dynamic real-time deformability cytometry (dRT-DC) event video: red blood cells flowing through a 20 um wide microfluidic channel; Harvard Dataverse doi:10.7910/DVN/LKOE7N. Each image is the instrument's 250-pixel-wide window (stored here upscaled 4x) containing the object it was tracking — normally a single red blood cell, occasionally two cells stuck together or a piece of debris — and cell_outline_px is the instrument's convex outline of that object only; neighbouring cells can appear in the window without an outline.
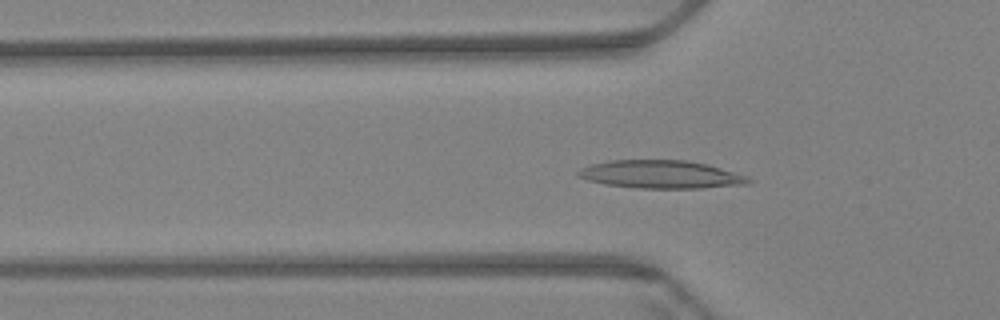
{"species": "Egyptian fruit bat (a non-hibernating species)", "species_latin": "Rousettus aegyptiacus", "temperature_condition": "warm", "stored_images_in_passage": 60, "camera_frame_rate_fps": 3000, "um_per_image_px": 0.085, "animal": {"sex": "female"}, "frame": {"image": 1, "passage_image": 19, "time_ms": 6.0, "image_size_px": [1000, 320], "cell_outline_px": [[752, 180], [748, 184], [700, 188], [640, 188], [604, 184], [588, 180], [576, 176], [576, 172], [580, 168], [592, 164], [612, 160], [684, 160], [704, 164], [748, 176]], "centroid_in_image_um": [56.14, 14.83], "position_along_channel_um": 69.7, "area_um2": 27.57}}
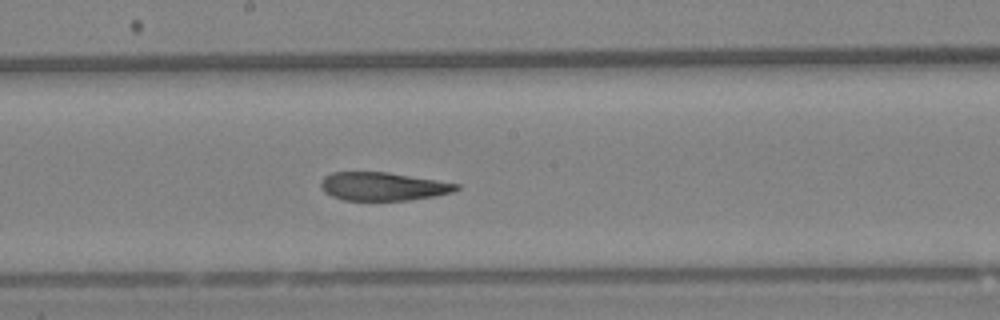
{"frame": {"image": 2, "passage_image": 32, "time_ms": 10.333, "image_size_px": [1000, 320], "cell_outline_px": [[460, 188], [452, 192], [432, 196], [408, 200], [344, 200], [332, 196], [324, 192], [320, 188], [320, 180], [324, 176], [332, 172], [388, 172], [460, 184]], "centroid_in_image_um": [32.5, 15.84], "position_along_channel_um": 215.7, "area_um2": 22.31}}
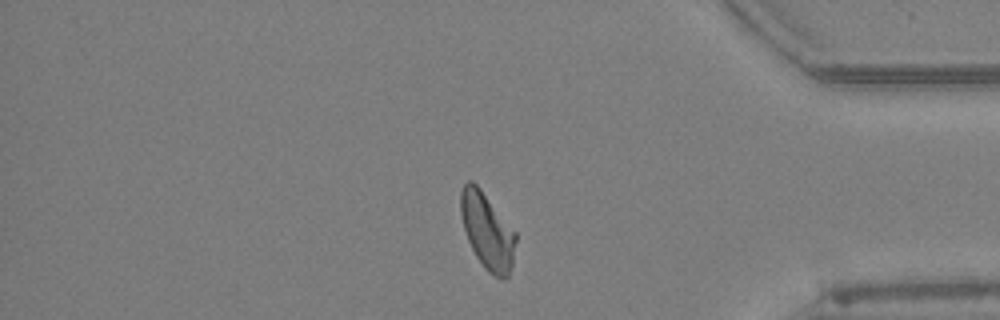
{"frame": {"image": 3, "passage_image": 50, "time_ms": 16.333, "image_size_px": [1000, 320], "cell_outline_px": [[516, 240], [512, 264], [508, 276], [504, 280], [492, 276], [484, 268], [476, 256], [468, 240], [464, 228], [460, 212], [460, 192], [464, 184], [468, 180], [472, 180], [480, 188], [516, 232]], "centroid_in_image_um": [41.41, 19.65], "position_along_channel_um": 393.8, "area_um2": 24.39}, "authors_computed_cell_mechanics": {"area_um2": 24.3049, "velocity_mm_per_s": 3.377, "shape_relaxation_time_tau1_ms": 10.1795, "shape_relaxation_time_tau2_ms": 2.9212, "deformation_change_tau1": 0.2637, "deformation_change_tau2": 0.1154}}